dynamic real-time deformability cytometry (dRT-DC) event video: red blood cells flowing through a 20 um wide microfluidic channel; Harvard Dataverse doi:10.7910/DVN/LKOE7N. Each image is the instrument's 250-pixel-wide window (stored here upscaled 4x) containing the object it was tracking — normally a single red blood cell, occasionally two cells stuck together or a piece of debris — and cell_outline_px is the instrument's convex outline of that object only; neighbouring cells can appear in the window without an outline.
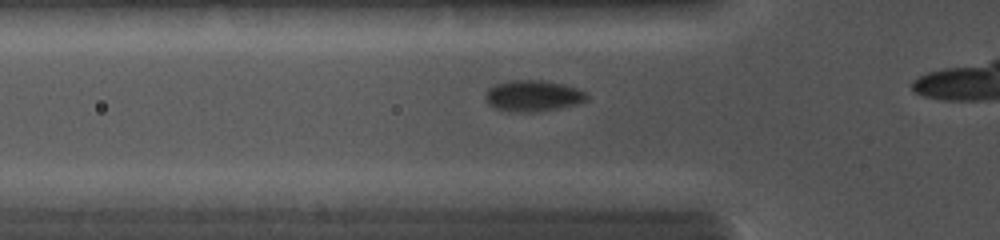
{"species": "common noctule bat (a hibernating species)", "species_latin": "Nyctalus noctula", "temperature_condition": "cold", "stored_images_in_passage": 6, "camera_frame_rate_fps": 5000, "um_per_image_px": 0.085, "animal": {"sex": "female", "body_mass_g": 19.0, "forearm_length_mm": 56.7}, "frame": {"image": 1, "passage_image": 4, "time_ms": 2.0, "image_size_px": [1000, 240], "cell_outline_px": [[588, 100], [576, 104], [560, 108], [532, 112], [508, 112], [496, 108], [488, 104], [484, 96], [488, 88], [496, 84], [508, 80], [540, 80], [564, 84], [588, 92]], "centroid_in_image_um": [45.3, 8.15], "position_along_channel_um": 80.5, "area_um2": 18.61}}